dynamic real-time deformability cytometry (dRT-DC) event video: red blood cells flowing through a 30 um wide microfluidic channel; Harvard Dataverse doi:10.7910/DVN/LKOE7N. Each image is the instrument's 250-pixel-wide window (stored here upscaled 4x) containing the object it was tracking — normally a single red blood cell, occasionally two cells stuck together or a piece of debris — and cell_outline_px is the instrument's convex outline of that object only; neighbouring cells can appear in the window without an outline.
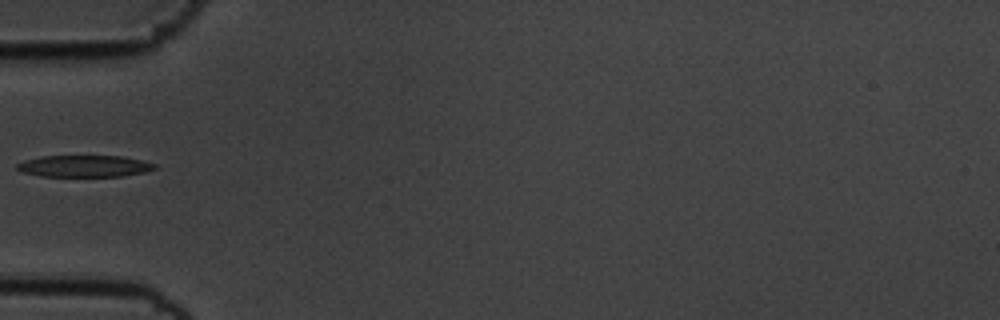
{"species": "common noctule bat (a hibernating species)", "species_latin": "Nyctalus noctula", "temperature_condition": "cold", "stored_images_in_passage": 38, "camera_frame_rate_fps": 3000, "um_per_image_px": 0.085, "animal": {"sex": "male", "body_mass_g": 19.5, "forearm_length_mm": 54.6}, "frame": {"image": 1, "passage_image": 1, "time_ms": 0.0, "image_size_px": [1000, 320], "cell_outline_px": [[160, 168], [144, 172], [120, 176], [40, 176], [24, 172], [16, 168], [16, 164], [24, 160], [40, 156], [124, 156], [156, 164]], "centroid_in_image_um": [7.19, 14.11], "position_along_channel_um": 77.8, "area_um2": 17.4}}
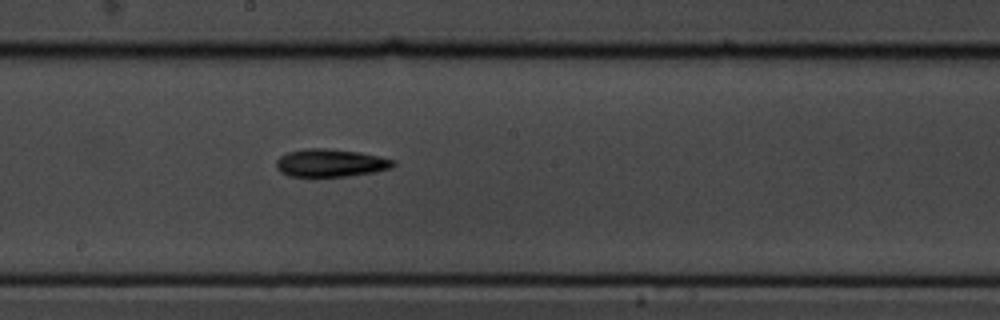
{"frame": {"image": 2, "passage_image": 13, "time_ms": 4.0, "image_size_px": [1000, 320], "cell_outline_px": [[396, 164], [392, 168], [376, 172], [348, 176], [312, 180], [288, 176], [280, 172], [276, 168], [276, 160], [280, 156], [288, 152], [308, 148], [324, 148], [360, 152], [396, 160]], "centroid_in_image_um": [28.06, 13.9], "position_along_channel_um": 220.1, "area_um2": 19.94}}
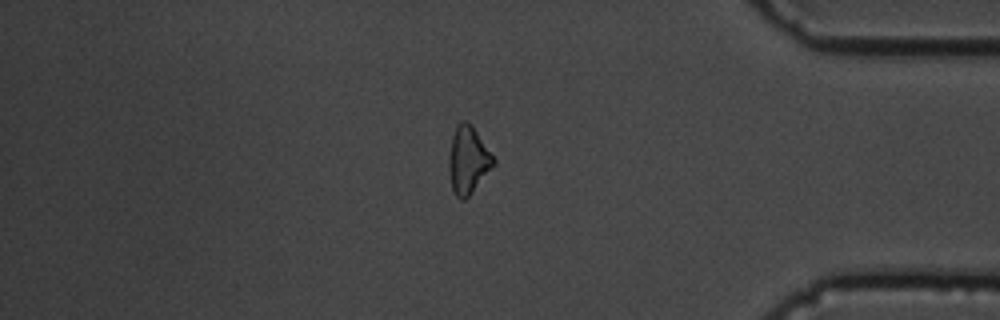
{"frame": {"image": 3, "passage_image": 30, "time_ms": 9.667, "image_size_px": [1000, 320], "cell_outline_px": [[496, 164], [472, 192], [464, 200], [460, 200], [456, 196], [452, 188], [448, 168], [448, 160], [452, 136], [456, 124], [460, 120], [464, 120], [476, 132], [496, 160]], "centroid_in_image_um": [39.77, 13.63], "position_along_channel_um": 395.4, "area_um2": 17.34}}